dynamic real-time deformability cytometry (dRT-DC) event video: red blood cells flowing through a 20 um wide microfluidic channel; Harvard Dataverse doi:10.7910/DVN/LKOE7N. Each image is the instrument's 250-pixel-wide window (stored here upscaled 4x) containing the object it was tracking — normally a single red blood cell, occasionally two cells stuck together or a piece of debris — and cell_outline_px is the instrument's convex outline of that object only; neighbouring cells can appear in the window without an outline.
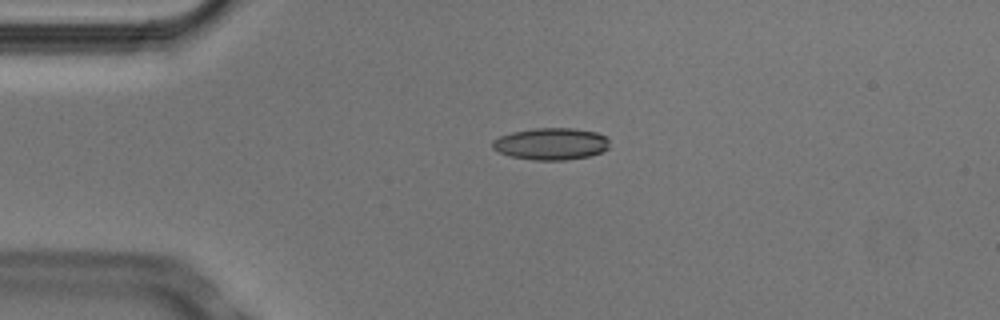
{"species": "Egyptian fruit bat (a non-hibernating species)", "species_latin": "Rousettus aegyptiacus", "temperature_condition": "cold", "stored_images_in_passage": 4, "camera_frame_rate_fps": 3000, "um_per_image_px": 0.085, "animal": {"sex": "male"}, "frame": {"image": 1, "passage_image": 4, "time_ms": 1.0, "image_size_px": [1000, 320], "cell_outline_px": [[608, 148], [600, 152], [588, 156], [564, 160], [536, 160], [512, 156], [500, 152], [492, 148], [492, 140], [500, 136], [512, 132], [532, 128], [572, 128], [596, 132], [608, 136]], "centroid_in_image_um": [46.84, 12.21], "position_along_channel_um": 38.2, "area_um2": 21.68}}